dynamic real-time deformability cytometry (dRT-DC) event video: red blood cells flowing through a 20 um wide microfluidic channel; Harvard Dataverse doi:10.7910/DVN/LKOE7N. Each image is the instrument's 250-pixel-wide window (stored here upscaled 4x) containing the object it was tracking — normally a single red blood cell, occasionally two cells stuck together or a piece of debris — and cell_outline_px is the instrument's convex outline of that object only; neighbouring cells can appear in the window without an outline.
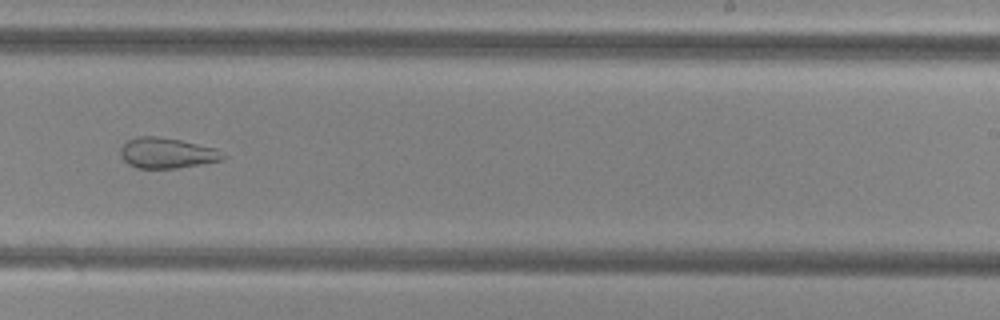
{"species": "common noctule bat (a hibernating species)", "species_latin": "Nyctalus noctula", "temperature_condition": "cold", "stored_images_in_passage": 41, "camera_frame_rate_fps": 3000, "um_per_image_px": 0.085, "animal": {"sex": "female", "body_mass_g": 29.2, "forearm_length_mm": 56.3}, "frame": {"image": 1, "passage_image": 24, "time_ms": 7.667, "image_size_px": [1000, 320], "cell_outline_px": [[228, 156], [224, 160], [176, 168], [136, 168], [128, 164], [120, 156], [120, 148], [128, 140], [140, 136], [156, 136], [180, 140], [216, 148]], "centroid_in_image_um": [14.2, 13.01], "position_along_channel_um": 274.8, "area_um2": 18.26}, "authors_computed_cell_mechanics": {"area_um2": 23.6402, "velocity_mm_per_s": 3.8407, "shape_relaxation_time_tau1_ms": null, "shape_relaxation_time_tau2_ms": 2.4113, "deformation_change_tau1": null, "deformation_change_tau2": 0.1039}}